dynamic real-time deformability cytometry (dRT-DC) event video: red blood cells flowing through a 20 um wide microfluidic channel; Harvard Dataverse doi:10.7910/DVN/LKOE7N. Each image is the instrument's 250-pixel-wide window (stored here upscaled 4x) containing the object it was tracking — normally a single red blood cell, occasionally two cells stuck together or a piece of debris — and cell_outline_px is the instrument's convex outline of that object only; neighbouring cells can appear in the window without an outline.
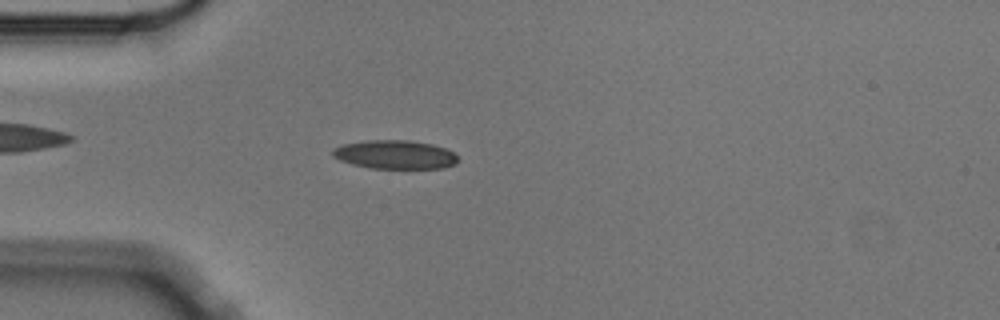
{"species": "Egyptian fruit bat (a non-hibernating species)", "species_latin": "Rousettus aegyptiacus", "temperature_condition": "cold", "stored_images_in_passage": 3, "camera_frame_rate_fps": 3000, "um_per_image_px": 0.085, "animal": {"sex": "male"}, "frame": {"image": 1, "passage_image": 3, "time_ms": 0.667, "image_size_px": [1000, 320], "cell_outline_px": [[460, 160], [456, 164], [444, 168], [372, 168], [352, 164], [340, 160], [332, 156], [332, 148], [344, 144], [368, 140], [408, 140], [432, 144], [444, 148], [460, 156]], "centroid_in_image_um": [33.61, 13.14], "position_along_channel_um": 51.4, "area_um2": 21.04}}